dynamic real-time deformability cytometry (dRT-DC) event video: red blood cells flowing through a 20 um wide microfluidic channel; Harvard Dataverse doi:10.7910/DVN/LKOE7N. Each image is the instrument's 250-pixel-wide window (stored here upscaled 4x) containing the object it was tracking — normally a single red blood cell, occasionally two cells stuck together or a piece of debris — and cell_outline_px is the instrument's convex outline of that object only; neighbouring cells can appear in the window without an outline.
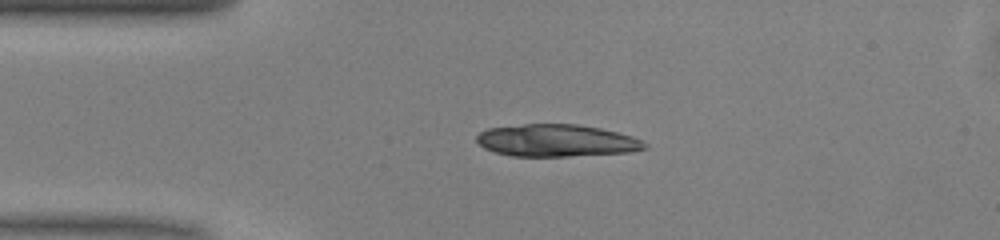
{"species": "common noctule bat (a hibernating species)", "species_latin": "Nyctalus noctula", "temperature_condition": "warm", "stored_images_in_passage": 37, "camera_frame_rate_fps": 3000, "um_per_image_px": 0.085, "animal": {"sex": "male", "body_mass_g": 13.0, "forearm_length_mm": 53.1}, "frame": {"image": 1, "passage_image": 4, "time_ms": 1.0, "image_size_px": [1000, 240], "cell_outline_px": [[648, 148], [632, 152], [568, 156], [512, 156], [496, 152], [484, 148], [476, 140], [476, 136], [480, 132], [488, 128], [524, 124], [576, 124], [600, 128], [632, 136], [648, 144]], "centroid_in_image_um": [47.32, 11.95], "position_along_channel_um": 37.7, "area_um2": 31.5}}